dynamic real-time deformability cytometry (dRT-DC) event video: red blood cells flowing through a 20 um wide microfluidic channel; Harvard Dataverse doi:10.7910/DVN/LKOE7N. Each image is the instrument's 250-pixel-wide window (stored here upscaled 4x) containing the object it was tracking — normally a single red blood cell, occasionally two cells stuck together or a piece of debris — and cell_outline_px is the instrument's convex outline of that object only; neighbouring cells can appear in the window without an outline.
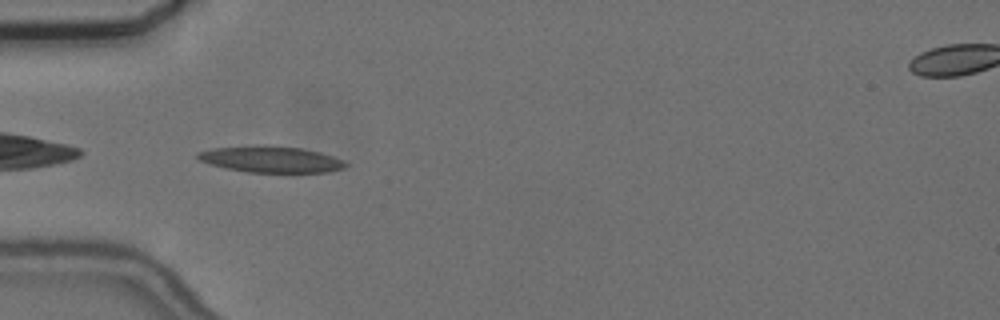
{"species": "common noctule bat (a hibernating species)", "species_latin": "Nyctalus noctula", "temperature_condition": "cold", "stored_images_in_passage": 39, "camera_frame_rate_fps": 3000, "um_per_image_px": 0.085, "animal": {"sex": "female", "body_mass_g": 24.6, "forearm_length_mm": 56.2}, "frame": {"image": 1, "passage_image": 1, "time_ms": 0.0, "image_size_px": [1000, 320], "cell_outline_px": [[348, 164], [344, 168], [328, 172], [248, 172], [224, 168], [208, 164], [200, 160], [196, 156], [196, 152], [212, 148], [264, 144], [300, 148], [320, 152], [344, 160]], "centroid_in_image_um": [22.99, 13.53], "position_along_channel_um": 62.0, "area_um2": 22.89}}
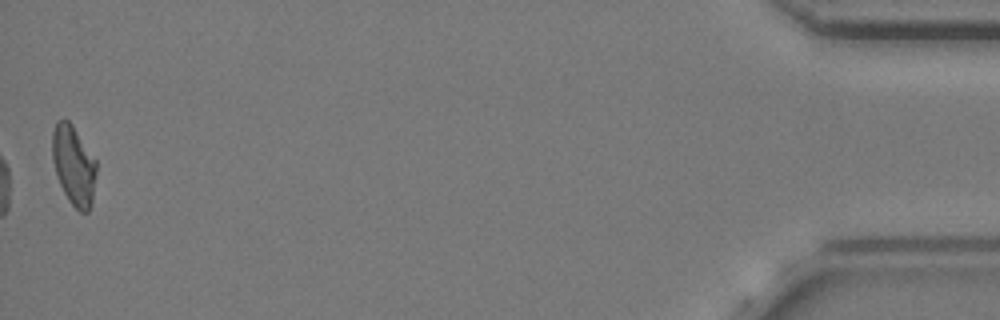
{"frame": {"image": 2, "passage_image": 39, "time_ms": 12.667, "image_size_px": [1000, 320], "cell_outline_px": [[96, 176], [92, 200], [88, 212], [80, 212], [68, 200], [60, 184], [52, 160], [52, 132], [56, 120], [68, 120], [72, 124], [96, 160]], "centroid_in_image_um": [6.26, 14.04], "position_along_channel_um": 428.9, "area_um2": 20.35}, "authors_computed_cell_mechanics": {"area_um2": 20.8658, "velocity_mm_per_s": 3.6549, "shape_relaxation_time_tau1_ms": null, "shape_relaxation_time_tau2_ms": 4.172, "deformation_change_tau1": null, "deformation_change_tau2": 0.1495}}